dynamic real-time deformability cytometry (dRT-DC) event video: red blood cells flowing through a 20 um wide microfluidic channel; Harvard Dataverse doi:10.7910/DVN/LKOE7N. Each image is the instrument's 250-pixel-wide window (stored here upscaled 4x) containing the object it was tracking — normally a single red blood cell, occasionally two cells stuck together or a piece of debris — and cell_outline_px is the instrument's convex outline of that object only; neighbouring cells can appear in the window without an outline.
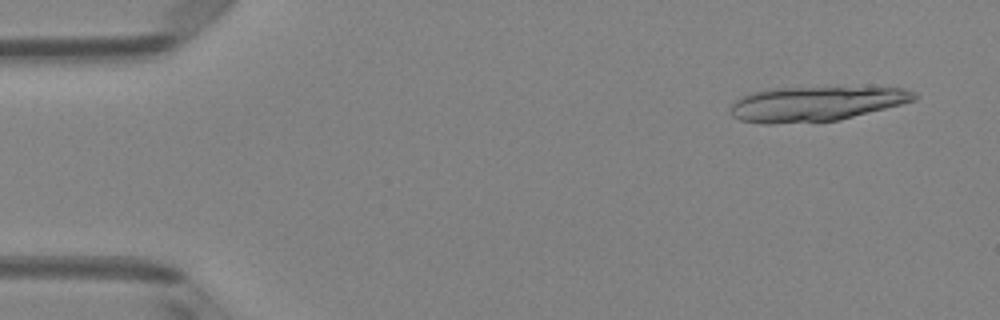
{"species": "Egyptian fruit bat (a non-hibernating species)", "species_latin": "Rousettus aegyptiacus", "temperature_condition": "room temperature", "stored_images_in_passage": 5, "camera_frame_rate_fps": 3000, "um_per_image_px": 0.085, "animal": {"sex": "female"}, "frame": {"image": 1, "passage_image": 1, "time_ms": 0.0, "image_size_px": [1000, 320], "cell_outline_px": [[916, 100], [840, 120], [772, 124], [764, 124], [740, 120], [732, 116], [728, 108], [740, 96], [748, 92], [776, 88], [904, 88], [916, 92]], "centroid_in_image_um": [69.27, 8.83], "position_along_channel_um": 15.7, "area_um2": 37.05}}